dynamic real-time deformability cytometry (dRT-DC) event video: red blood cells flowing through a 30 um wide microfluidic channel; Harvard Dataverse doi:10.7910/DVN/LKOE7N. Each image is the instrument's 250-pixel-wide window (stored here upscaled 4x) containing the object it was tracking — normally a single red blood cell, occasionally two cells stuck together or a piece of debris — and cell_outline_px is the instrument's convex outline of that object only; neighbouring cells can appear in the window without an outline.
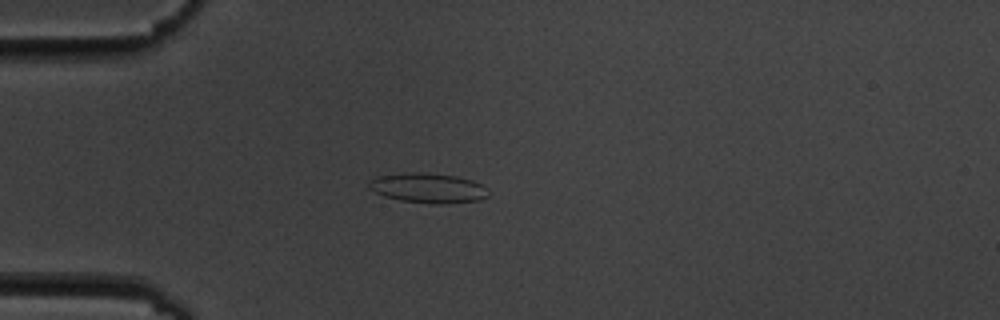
{"species": "common noctule bat (a hibernating species)", "species_latin": "Nyctalus noctula", "temperature_condition": "cold", "stored_images_in_passage": 1, "camera_frame_rate_fps": 3000, "um_per_image_px": 0.085, "animal": {"sex": "male", "body_mass_g": 19.5, "forearm_length_mm": 54.6}, "frame": {"image": 1, "passage_image": 1, "time_ms": 0.0, "image_size_px": [1000, 320], "cell_outline_px": [[488, 196], [480, 200], [444, 204], [432, 204], [400, 200], [384, 196], [368, 188], [368, 184], [376, 176], [412, 172], [428, 172], [456, 176], [472, 180], [488, 188]], "centroid_in_image_um": [36.41, 15.98], "position_along_channel_um": 48.6, "area_um2": 20.87}}